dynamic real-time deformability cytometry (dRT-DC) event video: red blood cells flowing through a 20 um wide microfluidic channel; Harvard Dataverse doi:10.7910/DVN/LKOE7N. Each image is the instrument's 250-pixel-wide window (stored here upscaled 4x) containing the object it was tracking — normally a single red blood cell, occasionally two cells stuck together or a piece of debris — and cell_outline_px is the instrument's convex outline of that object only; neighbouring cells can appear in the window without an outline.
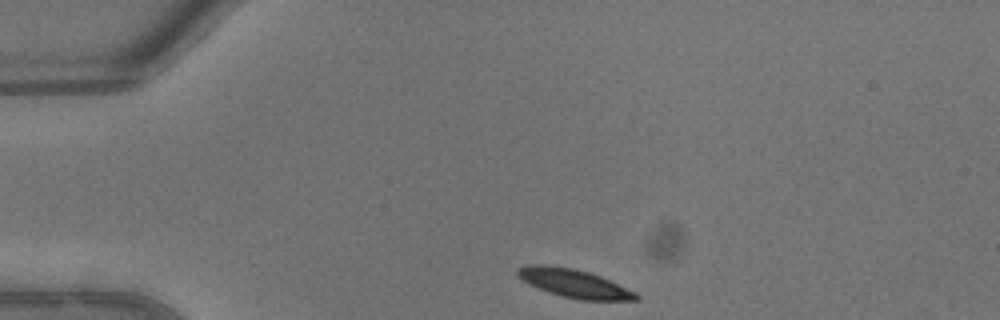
{"species": "common noctule bat (a hibernating species)", "species_latin": "Nyctalus noctula", "temperature_condition": "warm", "stored_images_in_passage": 28, "camera_frame_rate_fps": 3000, "um_per_image_px": 0.085, "animal": {"sex": "male", "body_mass_g": 13.3}, "frame": {"image": 1, "passage_image": 1, "time_ms": 0.0, "image_size_px": [1000, 320], "cell_outline_px": [[640, 300], [580, 300], [548, 292], [528, 284], [516, 276], [516, 268], [528, 264], [548, 264], [576, 268], [600, 276], [636, 292], [640, 296]], "centroid_in_image_um": [48.75, 24.06], "position_along_channel_um": 36.2, "area_um2": 19.83}}
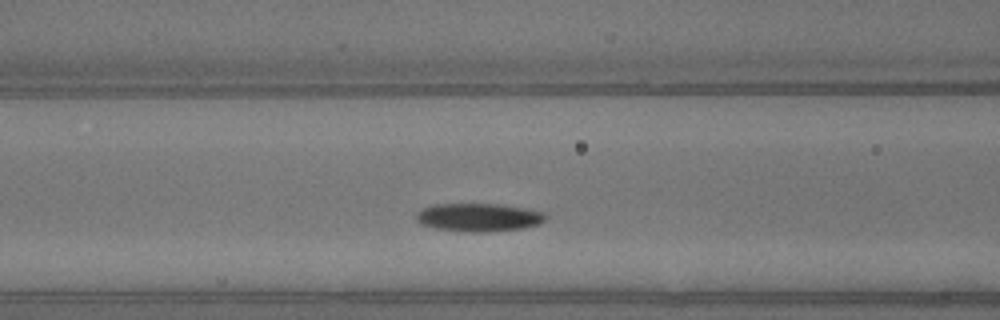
{"frame": {"image": 2, "passage_image": 10, "time_ms": 3.0, "image_size_px": [1000, 320], "cell_outline_px": [[548, 216], [544, 220], [536, 224], [524, 228], [480, 232], [472, 232], [436, 228], [420, 224], [416, 220], [416, 212], [432, 204], [504, 204], [544, 212]], "centroid_in_image_um": [40.67, 18.46], "position_along_channel_um": 125.9, "area_um2": 21.15}}
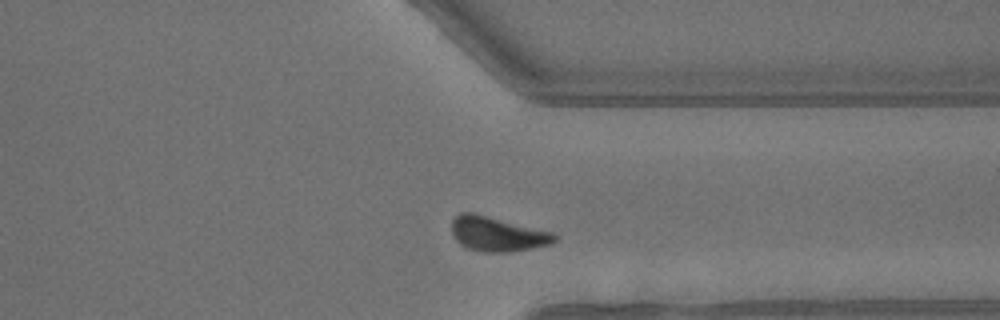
{"frame": {"image": 3, "passage_image": 26, "time_ms": 8.333, "image_size_px": [1000, 320], "cell_outline_px": [[560, 236], [552, 244], [532, 248], [508, 252], [484, 252], [468, 248], [460, 244], [452, 236], [452, 220], [460, 212], [472, 212], [556, 232]], "centroid_in_image_um": [42.32, 19.88], "position_along_channel_um": 369.1, "area_um2": 21.1}, "authors_computed_cell_mechanics": {"area_um2": 21.0681, "velocity_mm_per_s": 4.566, "shape_relaxation_time_tau1_ms": 3.0732, "shape_relaxation_time_tau2_ms": null, "deformation_change_tau1": 0.147, "deformation_change_tau2": null}}